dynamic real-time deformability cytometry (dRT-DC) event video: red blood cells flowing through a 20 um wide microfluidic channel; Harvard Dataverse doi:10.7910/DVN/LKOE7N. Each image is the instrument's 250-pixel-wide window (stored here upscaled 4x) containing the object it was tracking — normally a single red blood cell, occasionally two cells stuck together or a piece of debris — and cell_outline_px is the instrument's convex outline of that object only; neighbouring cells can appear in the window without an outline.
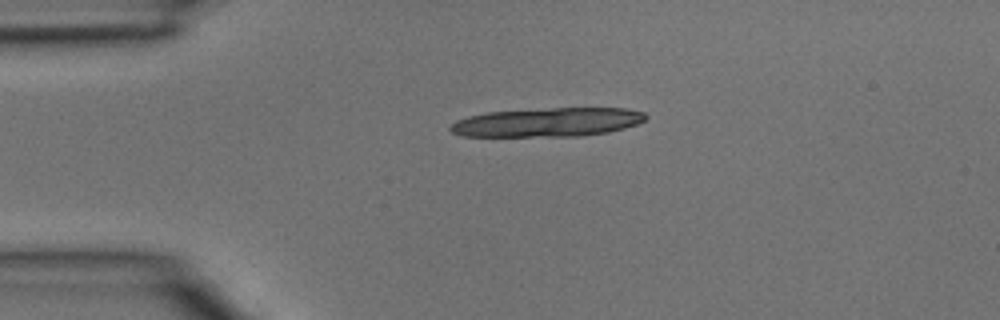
{"species": "common noctule bat (a hibernating species)", "species_latin": "Nyctalus noctula", "temperature_condition": "room temperature", "stored_images_in_passage": 3, "camera_frame_rate_fps": 3000, "um_per_image_px": 0.085, "animal": {"sex": "male", "body_mass_g": 15.6}, "frame": {"image": 1, "passage_image": 1, "time_ms": 0.0, "image_size_px": [1000, 320], "cell_outline_px": [[648, 116], [644, 120], [636, 124], [624, 128], [608, 132], [584, 136], [464, 136], [452, 132], [448, 128], [456, 120], [468, 116], [488, 112], [552, 108], [624, 108], [644, 112]], "centroid_in_image_um": [46.55, 10.39], "position_along_channel_um": 38.4, "area_um2": 32.83}}